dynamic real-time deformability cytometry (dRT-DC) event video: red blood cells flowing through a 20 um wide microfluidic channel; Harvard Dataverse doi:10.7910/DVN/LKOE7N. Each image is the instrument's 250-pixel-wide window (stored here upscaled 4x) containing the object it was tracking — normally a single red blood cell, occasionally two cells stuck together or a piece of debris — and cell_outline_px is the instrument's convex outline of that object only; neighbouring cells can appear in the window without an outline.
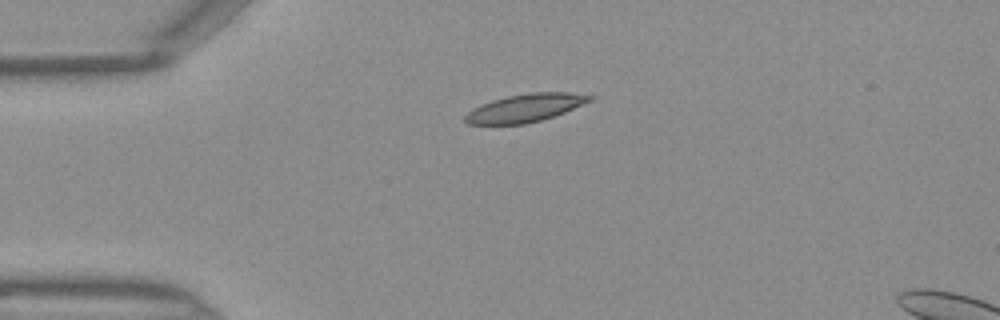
{"species": "Egyptian fruit bat (a non-hibernating species)", "species_latin": "Rousettus aegyptiacus", "temperature_condition": "warm", "stored_images_in_passage": 38, "camera_frame_rate_fps": 3000, "um_per_image_px": 0.085, "frame": {"image": 1, "passage_image": 1, "time_ms": 0.0, "image_size_px": [1000, 320], "cell_outline_px": [[596, 96], [592, 100], [564, 112], [540, 120], [524, 124], [468, 124], [464, 120], [464, 116], [472, 108], [480, 104], [492, 100], [508, 96], [532, 92], [568, 92]], "centroid_in_image_um": [44.62, 9.17], "position_along_channel_um": 40.4, "area_um2": 20.17}}
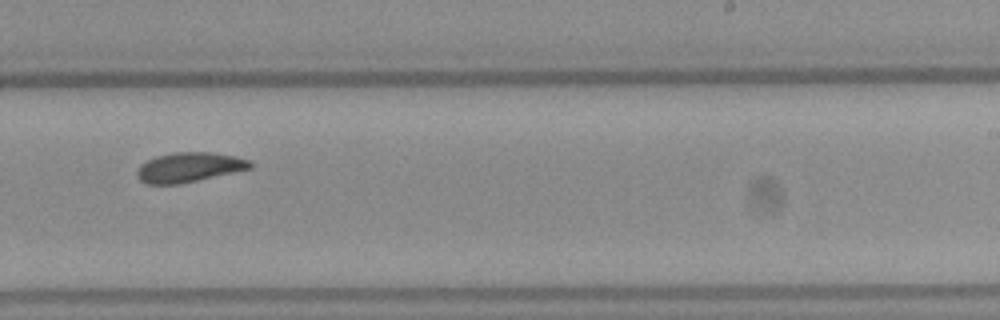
{"frame": {"image": 2, "passage_image": 19, "time_ms": 6.0, "image_size_px": [1000, 320], "cell_outline_px": [[252, 168], [180, 184], [144, 184], [136, 176], [136, 172], [140, 164], [156, 156], [176, 152], [212, 152], [236, 156], [252, 160]], "centroid_in_image_um": [16.07, 14.22], "position_along_channel_um": 272.9, "area_um2": 19.71}}
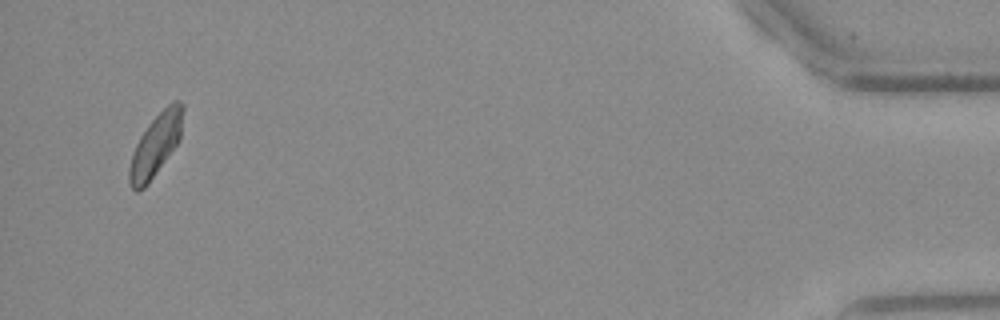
{"frame": {"image": 3, "passage_image": 35, "time_ms": 11.333, "image_size_px": [1000, 320], "cell_outline_px": [[184, 108], [180, 140], [148, 184], [144, 188], [136, 192], [132, 188], [128, 180], [128, 168], [132, 152], [140, 136], [148, 124], [172, 100], [180, 100], [184, 104]], "centroid_in_image_um": [13.23, 12.32], "position_along_channel_um": 422.0, "area_um2": 19.59}}